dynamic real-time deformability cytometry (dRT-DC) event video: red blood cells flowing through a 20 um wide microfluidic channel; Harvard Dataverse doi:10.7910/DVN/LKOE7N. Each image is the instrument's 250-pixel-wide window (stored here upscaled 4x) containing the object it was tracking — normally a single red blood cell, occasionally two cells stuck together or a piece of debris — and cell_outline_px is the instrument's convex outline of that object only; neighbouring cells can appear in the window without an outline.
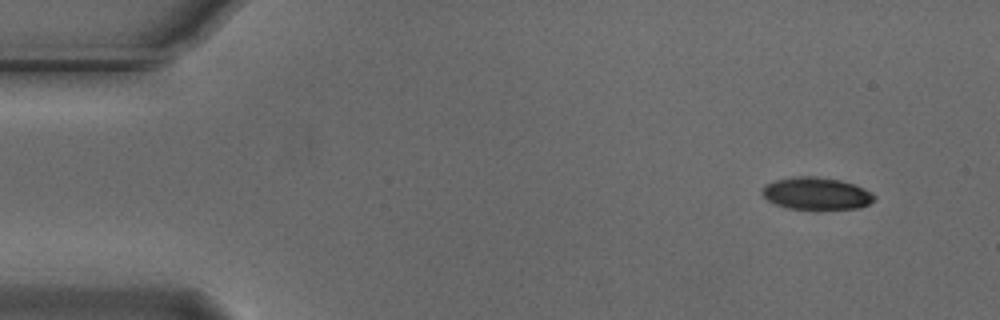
{"species": "Egyptian fruit bat (a non-hibernating species)", "species_latin": "Rousettus aegyptiacus", "temperature_condition": "cold", "stored_images_in_passage": 51, "camera_frame_rate_fps": 3000, "um_per_image_px": 0.085, "animal": {"sex": "male"}, "frame": {"image": 1, "passage_image": 1, "time_ms": 0.0, "image_size_px": [1000, 320], "cell_outline_px": [[876, 200], [860, 208], [820, 212], [816, 212], [788, 208], [776, 204], [768, 200], [760, 192], [760, 188], [764, 184], [776, 180], [792, 176], [816, 176], [840, 180], [864, 188], [872, 192], [876, 196]], "centroid_in_image_um": [69.4, 16.49], "position_along_channel_um": 15.6, "area_um2": 22.14}}
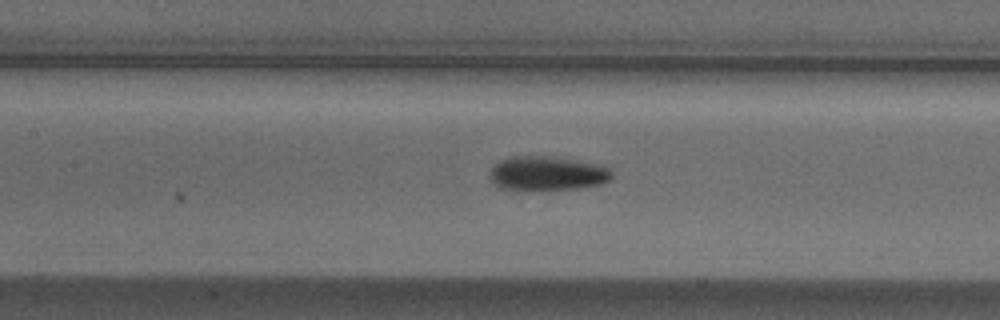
{"frame": {"image": 2, "passage_image": 21, "time_ms": 6.667, "image_size_px": [1000, 320], "cell_outline_px": [[612, 176], [608, 180], [600, 184], [576, 188], [516, 192], [500, 188], [492, 184], [488, 176], [492, 168], [500, 160], [512, 156], [556, 156], [596, 164], [608, 168], [612, 172]], "centroid_in_image_um": [46.42, 14.76], "position_along_channel_um": 161.0, "area_um2": 24.91}}
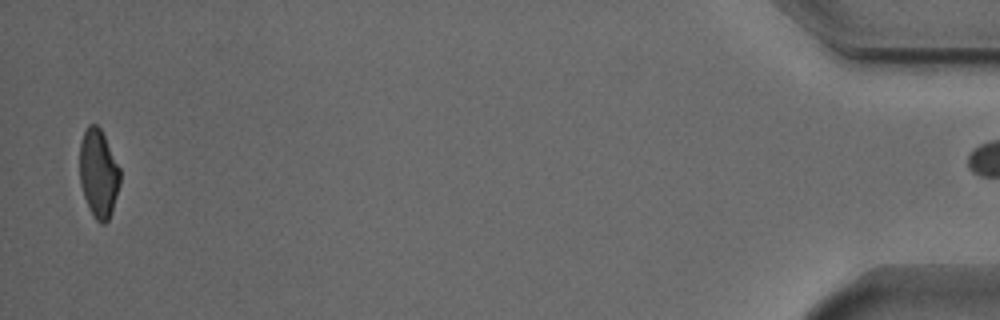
{"frame": {"image": 3, "passage_image": 50, "time_ms": 16.333, "image_size_px": [1000, 320], "cell_outline_px": [[120, 184], [112, 212], [108, 220], [104, 224], [100, 224], [92, 216], [84, 196], [80, 184], [80, 144], [84, 132], [88, 124], [96, 124], [100, 128], [120, 168]], "centroid_in_image_um": [8.37, 14.77], "position_along_channel_um": 426.8, "area_um2": 20.81}, "authors_computed_cell_mechanics": {"area_um2": 22.8888, "velocity_mm_per_s": 3.7409, "shape_relaxation_time_tau1_ms": 3.6248, "shape_relaxation_time_tau2_ms": 3.403, "deformation_change_tau1": 0.1486, "deformation_change_tau2": 0.0875}}